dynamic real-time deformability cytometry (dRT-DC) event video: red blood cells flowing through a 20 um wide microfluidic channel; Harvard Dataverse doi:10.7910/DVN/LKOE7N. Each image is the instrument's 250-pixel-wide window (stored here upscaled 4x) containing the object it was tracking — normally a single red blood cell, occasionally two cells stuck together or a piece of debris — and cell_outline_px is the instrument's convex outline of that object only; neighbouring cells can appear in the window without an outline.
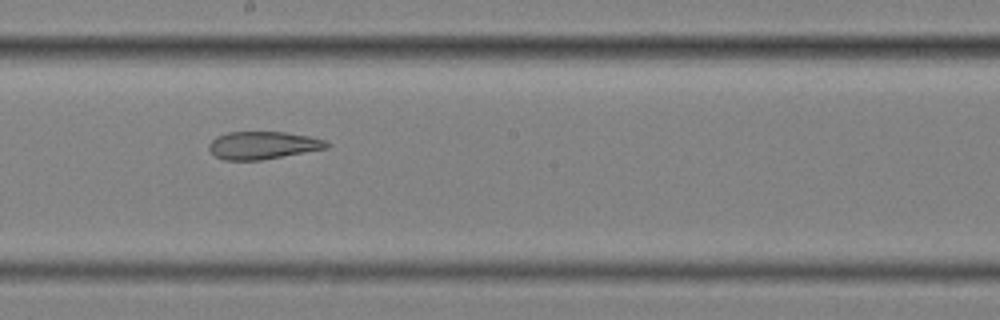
{"species": "common noctule bat (a hibernating species)", "species_latin": "Nyctalus noctula", "temperature_condition": "cold", "stored_images_in_passage": 15, "camera_frame_rate_fps": 3000, "um_per_image_px": 0.085, "animal": {"sex": "female", "body_mass_g": 25.1}, "frame": {"image": 1, "passage_image": 9, "time_ms": 2.667, "image_size_px": [1000, 320], "cell_outline_px": [[332, 144], [328, 148], [260, 160], [224, 160], [216, 156], [208, 148], [208, 144], [216, 136], [228, 132], [284, 132], [308, 136], [328, 140]], "centroid_in_image_um": [22.37, 12.34], "position_along_channel_um": 225.8, "area_um2": 19.02}}
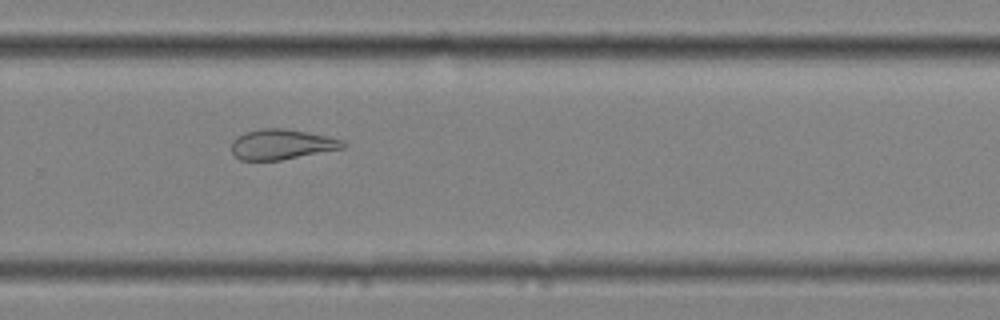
{"frame": {"image": 2, "passage_image": 11, "time_ms": 3.333, "image_size_px": [1000, 320], "cell_outline_px": [[348, 144], [344, 148], [280, 160], [240, 160], [232, 152], [232, 140], [236, 136], [244, 132], [264, 128], [284, 128], [308, 132], [344, 140]], "centroid_in_image_um": [23.95, 12.26], "position_along_channel_um": 305.9, "area_um2": 19.65}}